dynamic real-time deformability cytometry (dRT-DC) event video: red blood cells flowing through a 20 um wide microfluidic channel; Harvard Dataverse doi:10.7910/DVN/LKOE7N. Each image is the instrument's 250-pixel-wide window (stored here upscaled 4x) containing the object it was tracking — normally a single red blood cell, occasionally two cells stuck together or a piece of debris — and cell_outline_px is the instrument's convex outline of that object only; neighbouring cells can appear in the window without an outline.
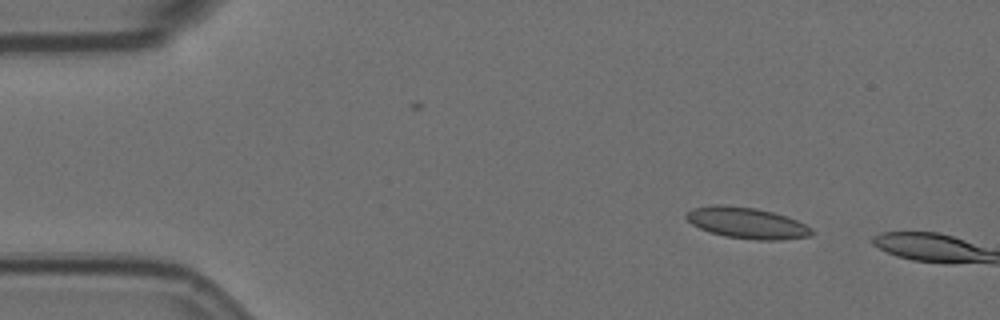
{"species": "Egyptian fruit bat (a non-hibernating species)", "species_latin": "Rousettus aegyptiacus", "temperature_condition": "room temperature", "stored_images_in_passage": 2, "camera_frame_rate_fps": 3000, "um_per_image_px": 0.085, "animal": {"sex": "female"}, "frame": {"image": 1, "passage_image": 1, "time_ms": 0.0, "image_size_px": [1000, 320], "cell_outline_px": [[816, 232], [812, 236], [780, 240], [756, 240], [724, 236], [708, 232], [692, 224], [684, 216], [684, 212], [692, 208], [712, 204], [724, 204], [756, 208], [772, 212], [796, 220], [812, 228]], "centroid_in_image_um": [63.45, 18.95], "position_along_channel_um": 21.5, "area_um2": 23.06}}